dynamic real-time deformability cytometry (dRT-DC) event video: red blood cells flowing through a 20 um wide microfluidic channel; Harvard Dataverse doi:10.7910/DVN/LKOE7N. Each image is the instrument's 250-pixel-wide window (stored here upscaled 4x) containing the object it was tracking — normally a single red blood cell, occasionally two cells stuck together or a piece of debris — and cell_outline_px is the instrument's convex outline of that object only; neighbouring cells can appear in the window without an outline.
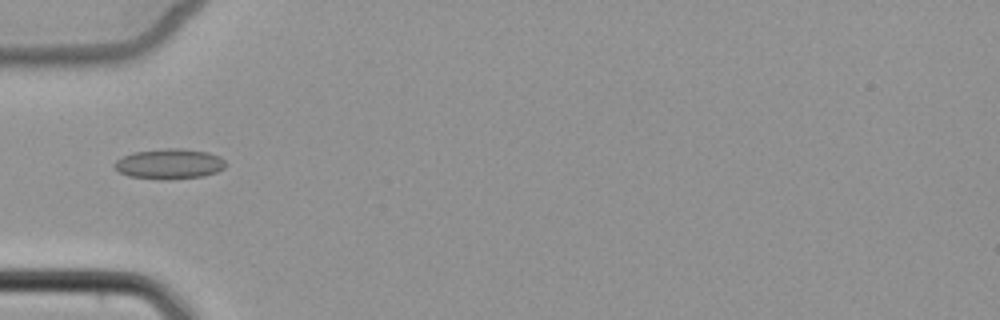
{"species": "common noctule bat (a hibernating species)", "species_latin": "Nyctalus noctula", "temperature_condition": "cold", "stored_images_in_passage": 4, "camera_frame_rate_fps": 3000, "um_per_image_px": 0.085, "animal": {"sex": "female", "body_mass_g": 22.7, "forearm_length_mm": 54.2}, "frame": {"image": 1, "passage_image": 4, "time_ms": 3.333, "image_size_px": [1000, 320], "cell_outline_px": [[228, 164], [224, 168], [216, 172], [204, 176], [168, 180], [160, 180], [128, 176], [116, 172], [112, 164], [116, 160], [132, 152], [164, 148], [180, 148], [208, 152], [220, 156]], "centroid_in_image_um": [14.37, 13.94], "position_along_channel_um": 70.6, "area_um2": 20.06}}